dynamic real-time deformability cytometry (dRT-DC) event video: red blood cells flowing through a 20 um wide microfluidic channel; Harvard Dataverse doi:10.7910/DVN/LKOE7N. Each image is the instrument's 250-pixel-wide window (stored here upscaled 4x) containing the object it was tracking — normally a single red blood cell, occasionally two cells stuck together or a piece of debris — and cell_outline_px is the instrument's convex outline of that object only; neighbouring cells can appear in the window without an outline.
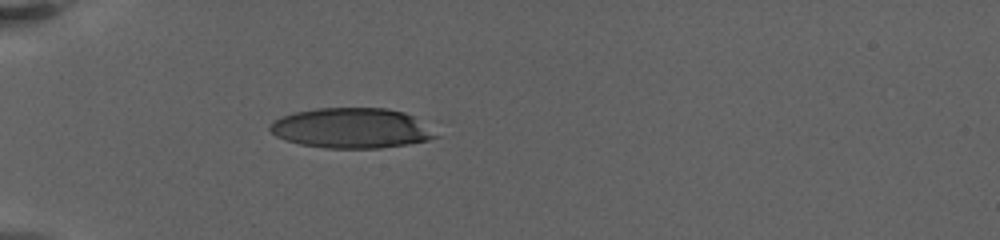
{"species": "human", "species_latin": "Homo sapiens", "temperature_condition": "warm", "stored_images_in_passage": 36, "camera_frame_rate_fps": 3000, "um_per_image_px": 0.085, "donor": {"sex": "female"}, "frame": {"image": 1, "passage_image": 1, "time_ms": 0.0, "image_size_px": [1000, 240], "cell_outline_px": [[440, 136], [428, 140], [408, 144], [380, 148], [324, 148], [300, 144], [284, 140], [276, 136], [268, 128], [268, 124], [272, 120], [280, 116], [292, 112], [316, 108], [388, 108], [404, 112], [412, 116]], "centroid_in_image_um": [29.8, 10.89], "position_along_channel_um": 55.2, "area_um2": 38.96}}
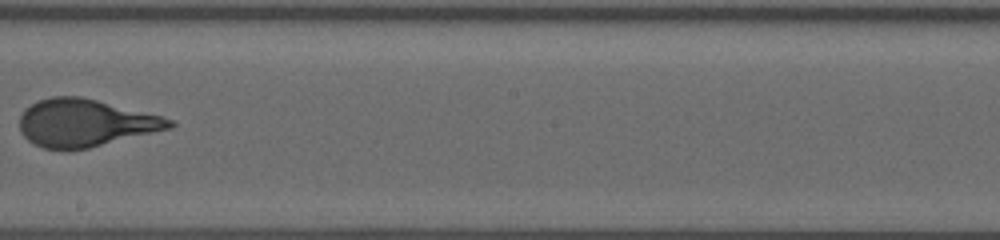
{"frame": {"image": 2, "passage_image": 15, "time_ms": 6.333, "image_size_px": [1000, 240], "cell_outline_px": [[176, 124], [172, 128], [88, 148], [68, 152], [44, 148], [28, 140], [24, 136], [20, 128], [20, 116], [32, 104], [40, 100], [52, 96], [80, 96], [160, 116], [172, 120]], "centroid_in_image_um": [7.23, 10.47], "position_along_channel_um": 241.0, "area_um2": 41.15}}
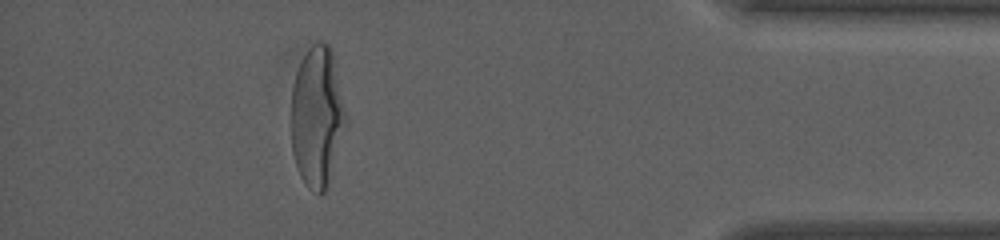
{"frame": {"image": 3, "passage_image": 31, "time_ms": 12.667, "image_size_px": [1000, 240], "cell_outline_px": [[348, 124], [328, 184], [324, 192], [320, 196], [308, 188], [304, 184], [300, 176], [292, 152], [292, 88], [296, 72], [308, 48], [316, 40], [320, 40], [328, 44], [332, 48], [348, 116]], "centroid_in_image_um": [27.0, 9.91], "position_along_channel_um": 408.2, "area_um2": 45.55}, "authors_computed_cell_mechanics": {"area_um2": 41.7605, "velocity_mm_per_s": 3.2436, "shape_relaxation_time_tau1_ms": 6.8138, "shape_relaxation_time_tau2_ms": null, "deformation_change_tau1": 0.2695, "deformation_change_tau2": null}}